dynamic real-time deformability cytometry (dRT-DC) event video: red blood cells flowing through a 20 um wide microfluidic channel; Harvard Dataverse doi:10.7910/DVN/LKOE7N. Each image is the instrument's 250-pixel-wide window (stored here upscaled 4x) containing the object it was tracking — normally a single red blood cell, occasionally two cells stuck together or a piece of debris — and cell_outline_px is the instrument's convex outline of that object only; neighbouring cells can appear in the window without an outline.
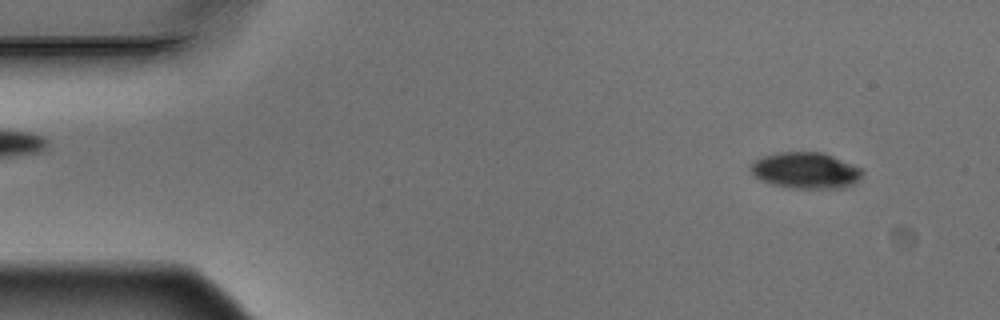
{"species": "Egyptian fruit bat (a non-hibernating species)", "species_latin": "Rousettus aegyptiacus", "temperature_condition": "warm", "stored_images_in_passage": 5, "camera_frame_rate_fps": 3000, "um_per_image_px": 0.085, "animal": {"sex": "male"}, "frame": {"image": 1, "passage_image": 2, "time_ms": 0.333, "image_size_px": [1000, 320], "cell_outline_px": [[864, 172], [852, 184], [844, 188], [796, 188], [772, 184], [760, 180], [752, 172], [752, 160], [760, 156], [776, 152], [824, 152], [860, 168]], "centroid_in_image_um": [68.45, 14.47], "position_along_channel_um": 16.6, "area_um2": 23.41}}
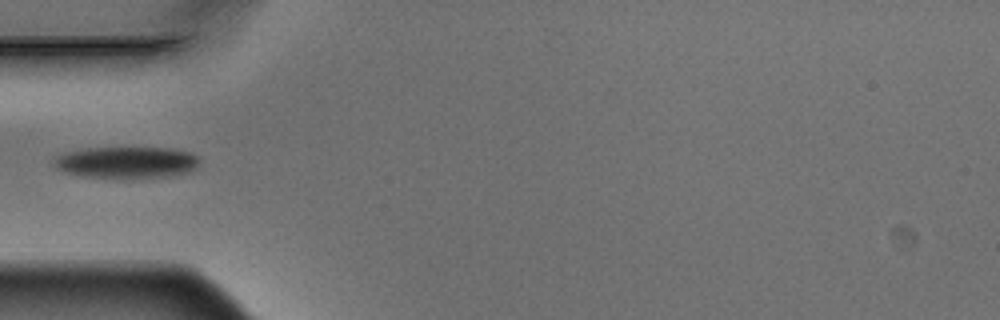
{"frame": {"image": 2, "passage_image": 5, "time_ms": 1.333, "image_size_px": [1000, 320], "cell_outline_px": [[200, 160], [196, 168], [192, 172], [176, 176], [132, 180], [124, 180], [80, 176], [64, 172], [56, 168], [52, 164], [52, 160], [56, 156], [64, 152], [88, 148], [172, 148], [188, 152], [196, 156]], "centroid_in_image_um": [10.75, 13.85], "position_along_channel_um": 74.2, "area_um2": 27.98}}